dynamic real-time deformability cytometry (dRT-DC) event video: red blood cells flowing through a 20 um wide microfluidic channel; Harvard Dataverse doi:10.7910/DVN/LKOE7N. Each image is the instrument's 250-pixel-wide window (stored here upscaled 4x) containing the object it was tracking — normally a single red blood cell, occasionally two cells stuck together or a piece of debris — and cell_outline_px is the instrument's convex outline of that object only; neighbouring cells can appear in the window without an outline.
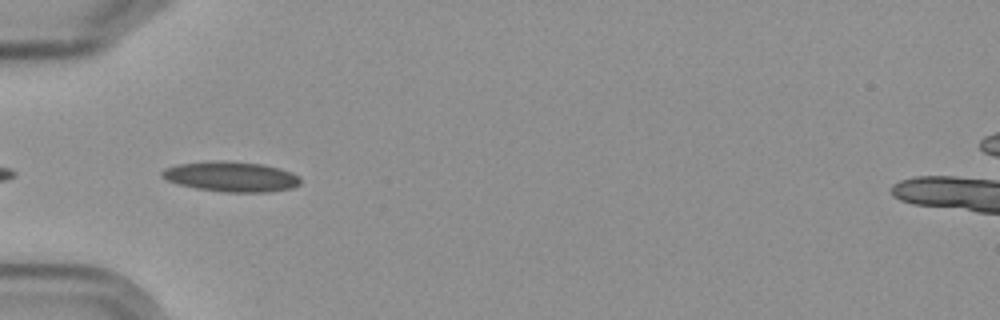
{"species": "Egyptian fruit bat (a non-hibernating species)", "species_latin": "Rousettus aegyptiacus", "temperature_condition": "cold", "stored_images_in_passage": 7, "camera_frame_rate_fps": 3000, "um_per_image_px": 0.085, "frame": {"image": 1, "passage_image": 6, "time_ms": 6.0, "image_size_px": [1000, 320], "cell_outline_px": [[300, 184], [292, 188], [264, 192], [228, 192], [196, 188], [180, 184], [168, 180], [160, 176], [160, 172], [164, 168], [180, 164], [212, 160], [216, 160], [264, 164], [280, 168], [292, 172], [300, 176]], "centroid_in_image_um": [19.66, 15.0], "position_along_channel_um": 65.3, "area_um2": 24.28}}
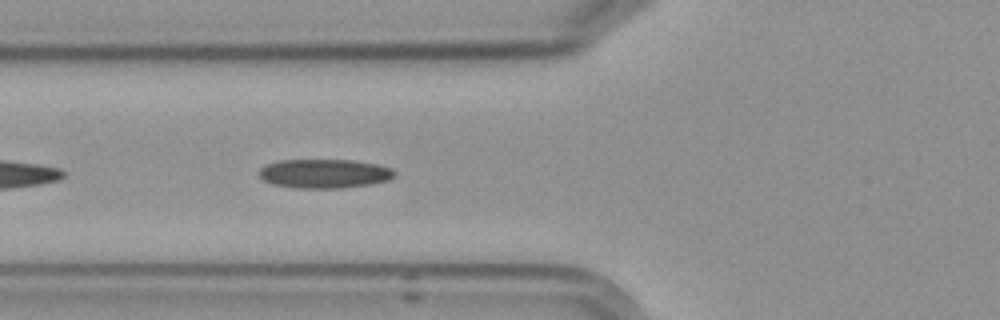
{"frame": {"image": 2, "passage_image": 7, "time_ms": 7.0, "image_size_px": [1000, 320], "cell_outline_px": [[396, 176], [388, 180], [368, 184], [340, 188], [292, 188], [272, 184], [264, 180], [260, 176], [260, 168], [268, 164], [280, 160], [352, 160], [376, 164], [392, 168], [396, 172]], "centroid_in_image_um": [27.58, 14.76], "position_along_channel_um": 98.2, "area_um2": 22.89}}